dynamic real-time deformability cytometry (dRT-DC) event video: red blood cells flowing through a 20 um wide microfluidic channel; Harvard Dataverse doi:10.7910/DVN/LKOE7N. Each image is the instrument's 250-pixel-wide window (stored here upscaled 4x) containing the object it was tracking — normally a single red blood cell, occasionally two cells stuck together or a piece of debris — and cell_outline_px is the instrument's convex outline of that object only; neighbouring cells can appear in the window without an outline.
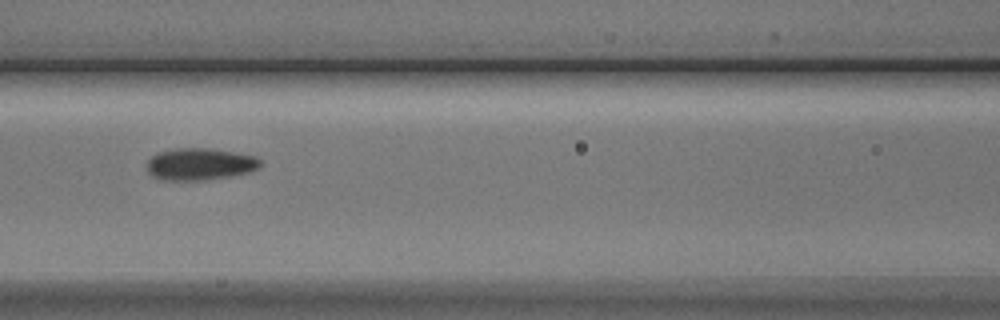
{"species": "Egyptian fruit bat (a non-hibernating species)", "species_latin": "Rousettus aegyptiacus", "temperature_condition": "cold", "stored_images_in_passage": 5, "segment_of_instrument_passage": [1, 2], "camera_frame_rate_fps": 3000, "um_per_image_px": 0.085, "animal": {"sex": "male"}, "frame": {"image": 1, "passage_image": 3, "time_ms": 2.333, "image_size_px": [1000, 320], "cell_outline_px": [[260, 168], [252, 172], [232, 176], [204, 180], [156, 180], [148, 172], [148, 160], [152, 156], [160, 152], [176, 148], [208, 148], [256, 156], [260, 160]], "centroid_in_image_um": [17.01, 13.96], "position_along_channel_um": 149.6, "area_um2": 21.27}}
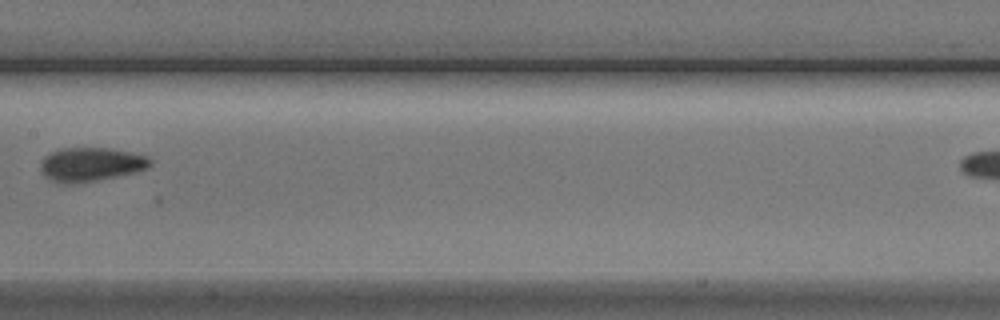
{"frame": {"image": 2, "passage_image": 4, "time_ms": 3.667, "image_size_px": [1000, 320], "cell_outline_px": [[152, 164], [148, 168], [136, 172], [96, 180], [72, 184], [60, 184], [44, 176], [40, 172], [40, 160], [44, 156], [60, 148], [108, 148], [148, 156], [152, 160]], "centroid_in_image_um": [7.69, 13.98], "position_along_channel_um": 199.7, "area_um2": 21.79}}